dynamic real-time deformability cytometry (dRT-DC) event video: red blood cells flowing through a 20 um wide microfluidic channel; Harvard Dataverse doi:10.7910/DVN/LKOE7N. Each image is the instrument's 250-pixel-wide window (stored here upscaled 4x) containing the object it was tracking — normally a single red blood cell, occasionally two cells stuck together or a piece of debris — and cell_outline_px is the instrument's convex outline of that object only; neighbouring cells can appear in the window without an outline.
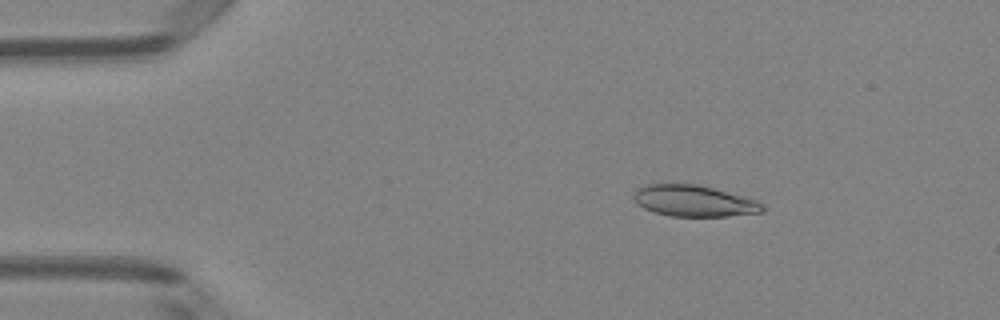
{"species": "Egyptian fruit bat (a non-hibernating species)", "species_latin": "Rousettus aegyptiacus", "temperature_condition": "room temperature", "stored_images_in_passage": 49, "camera_frame_rate_fps": 3000, "um_per_image_px": 0.085, "animal": {"sex": "female"}, "frame": {"image": 1, "passage_image": 8, "time_ms": 2.333, "image_size_px": [1000, 320], "cell_outline_px": [[764, 212], [728, 216], [672, 216], [656, 212], [644, 208], [636, 204], [632, 196], [636, 188], [648, 184], [700, 184], [756, 200], [764, 204]], "centroid_in_image_um": [58.98, 17.07], "position_along_channel_um": 26.0, "area_um2": 23.52}}
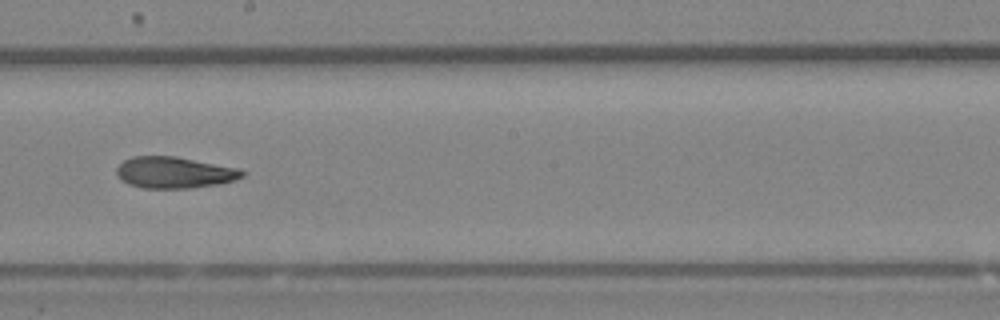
{"frame": {"image": 2, "passage_image": 28, "time_ms": 9.0, "image_size_px": [1000, 320], "cell_outline_px": [[244, 176], [236, 180], [220, 184], [188, 188], [144, 188], [128, 184], [120, 180], [116, 176], [116, 168], [124, 160], [132, 156], [176, 156], [240, 168], [244, 172]], "centroid_in_image_um": [14.82, 14.66], "position_along_channel_um": 233.4, "area_um2": 23.24}}
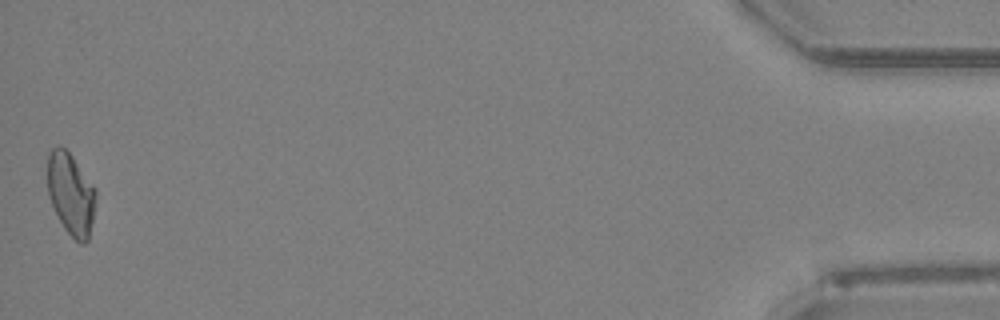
{"frame": {"image": 3, "passage_image": 49, "time_ms": 16.0, "image_size_px": [1000, 320], "cell_outline_px": [[96, 200], [88, 240], [84, 244], [80, 244], [64, 228], [48, 196], [48, 152], [52, 148], [60, 144], [72, 156], [96, 188]], "centroid_in_image_um": [6.03, 16.46], "position_along_channel_um": 429.2, "area_um2": 22.95}, "authors_computed_cell_mechanics": {"area_um2": 23.2934, "velocity_mm_per_s": 4.124, "shape_relaxation_time_tau1_ms": null, "shape_relaxation_time_tau2_ms": 4.3141, "deformation_change_tau1": null, "deformation_change_tau2": 0.1248}}